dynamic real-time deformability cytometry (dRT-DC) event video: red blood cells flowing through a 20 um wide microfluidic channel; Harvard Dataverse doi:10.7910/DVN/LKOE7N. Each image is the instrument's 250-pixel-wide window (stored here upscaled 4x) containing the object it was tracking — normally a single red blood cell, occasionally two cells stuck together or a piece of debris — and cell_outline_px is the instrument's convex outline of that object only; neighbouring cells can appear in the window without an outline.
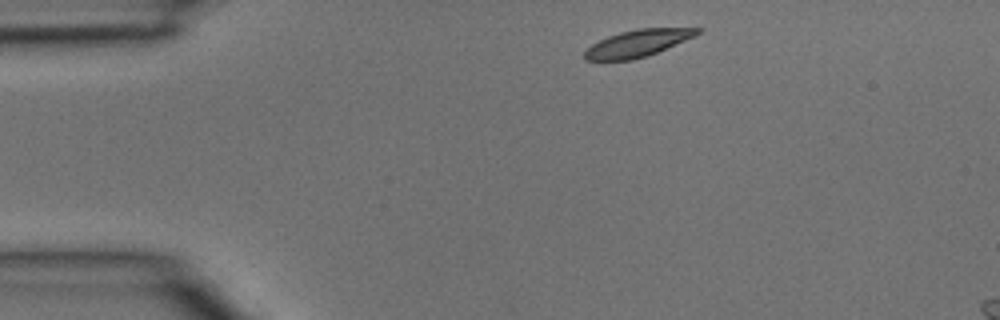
{"species": "common noctule bat (a hibernating species)", "species_latin": "Nyctalus noctula", "temperature_condition": "room temperature", "stored_images_in_passage": 2, "camera_frame_rate_fps": 3000, "um_per_image_px": 0.085, "animal": {"sex": "male", "body_mass_g": 15.6}, "frame": {"image": 1, "passage_image": 1, "time_ms": 0.0, "image_size_px": [1000, 320], "cell_outline_px": [[704, 28], [696, 36], [648, 56], [632, 60], [584, 60], [584, 52], [592, 44], [608, 36], [620, 32], [636, 28]], "centroid_in_image_um": [54.23, 3.67], "position_along_channel_um": 30.8, "area_um2": 17.74}}